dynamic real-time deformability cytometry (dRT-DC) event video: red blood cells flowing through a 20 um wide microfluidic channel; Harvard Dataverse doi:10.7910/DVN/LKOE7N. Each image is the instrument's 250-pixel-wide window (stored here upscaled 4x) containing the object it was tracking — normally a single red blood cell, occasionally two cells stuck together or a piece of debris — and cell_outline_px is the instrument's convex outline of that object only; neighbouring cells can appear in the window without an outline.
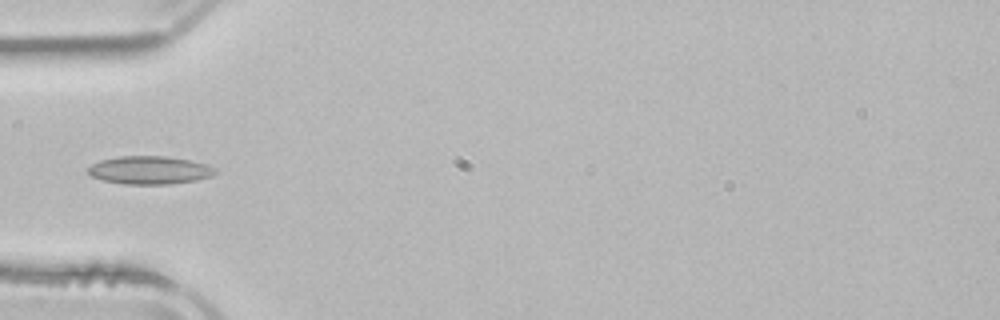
{"species": "common noctule bat (a hibernating species)", "species_latin": "Nyctalus noctula", "temperature_condition": "room temperature", "stored_images_in_passage": 6, "camera_frame_rate_fps": 3000, "um_per_image_px": 0.085, "animal": {"sex": "male", "body_mass_g": 21.5, "forearm_length_mm": 52.0}, "frame": {"image": 1, "passage_image": 5, "time_ms": 5.333, "image_size_px": [1000, 320], "cell_outline_px": [[216, 172], [212, 176], [196, 180], [168, 184], [124, 184], [104, 180], [92, 176], [88, 172], [88, 168], [92, 164], [100, 160], [120, 156], [168, 156], [188, 160], [204, 164], [216, 168]], "centroid_in_image_um": [12.71, 14.46], "position_along_channel_um": 72.3, "area_um2": 20.63}}
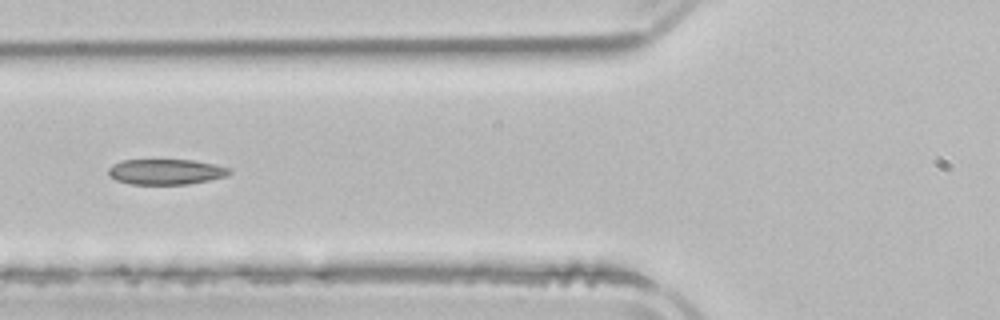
{"frame": {"image": 2, "passage_image": 6, "time_ms": 6.333, "image_size_px": [1000, 320], "cell_outline_px": [[232, 172], [228, 176], [188, 184], [132, 184], [116, 180], [108, 176], [108, 168], [112, 164], [120, 160], [192, 160], [216, 164], [232, 168]], "centroid_in_image_um": [14.11, 14.59], "position_along_channel_um": 111.7, "area_um2": 18.15}}